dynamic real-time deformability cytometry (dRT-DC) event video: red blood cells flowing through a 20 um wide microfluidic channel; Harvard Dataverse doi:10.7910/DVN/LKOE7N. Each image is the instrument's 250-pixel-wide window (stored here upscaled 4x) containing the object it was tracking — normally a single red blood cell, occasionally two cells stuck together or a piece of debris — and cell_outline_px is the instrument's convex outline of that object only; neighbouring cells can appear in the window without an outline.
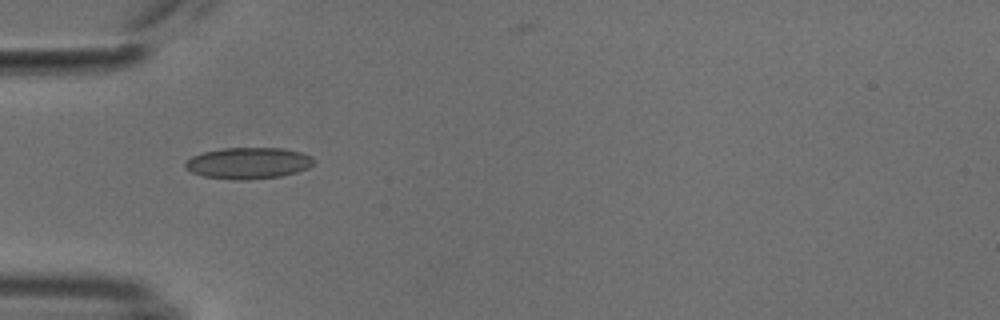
{"species": "common noctule bat (a hibernating species)", "species_latin": "Nyctalus noctula", "temperature_condition": "cold", "stored_images_in_passage": 16, "camera_frame_rate_fps": 3000, "um_per_image_px": 0.085, "animal": {"sex": "male", "body_mass_g": 18.8}, "frame": {"image": 1, "passage_image": 1, "time_ms": 0.0, "image_size_px": [1000, 320], "cell_outline_px": [[316, 160], [308, 168], [296, 172], [280, 176], [248, 180], [236, 180], [204, 176], [192, 172], [184, 168], [184, 164], [192, 156], [204, 152], [224, 148], [284, 148], [300, 152], [312, 156]], "centroid_in_image_um": [21.12, 13.86], "position_along_channel_um": 63.9, "area_um2": 23.47}}
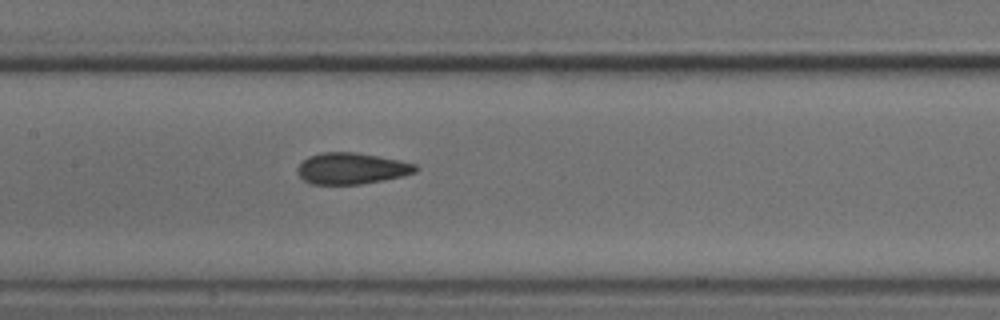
{"frame": {"image": 2, "passage_image": 10, "time_ms": 3.0, "image_size_px": [1000, 320], "cell_outline_px": [[420, 168], [416, 172], [384, 180], [360, 184], [312, 184], [304, 180], [296, 172], [296, 168], [308, 156], [320, 152], [356, 152], [400, 160], [416, 164]], "centroid_in_image_um": [29.88, 14.31], "position_along_channel_um": 177.5, "area_um2": 21.62}}
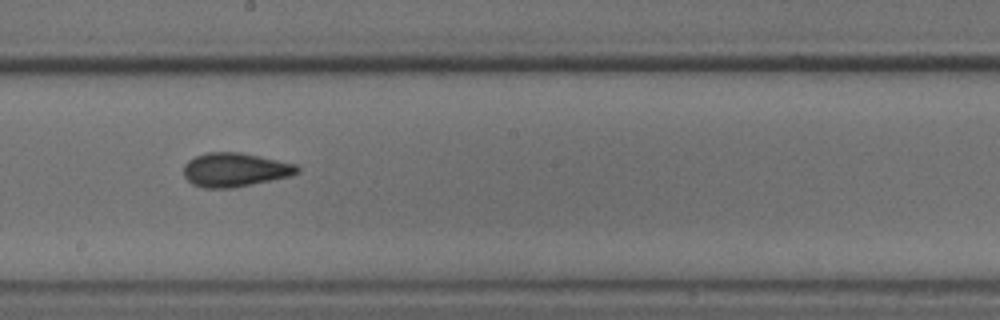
{"frame": {"image": 3, "passage_image": 14, "time_ms": 4.333, "image_size_px": [1000, 320], "cell_outline_px": [[300, 172], [292, 176], [232, 188], [204, 188], [192, 184], [184, 176], [184, 164], [188, 160], [196, 156], [208, 152], [240, 152], [260, 156], [296, 164], [300, 168]], "centroid_in_image_um": [19.99, 14.43], "position_along_channel_um": 228.2, "area_um2": 22.54}}